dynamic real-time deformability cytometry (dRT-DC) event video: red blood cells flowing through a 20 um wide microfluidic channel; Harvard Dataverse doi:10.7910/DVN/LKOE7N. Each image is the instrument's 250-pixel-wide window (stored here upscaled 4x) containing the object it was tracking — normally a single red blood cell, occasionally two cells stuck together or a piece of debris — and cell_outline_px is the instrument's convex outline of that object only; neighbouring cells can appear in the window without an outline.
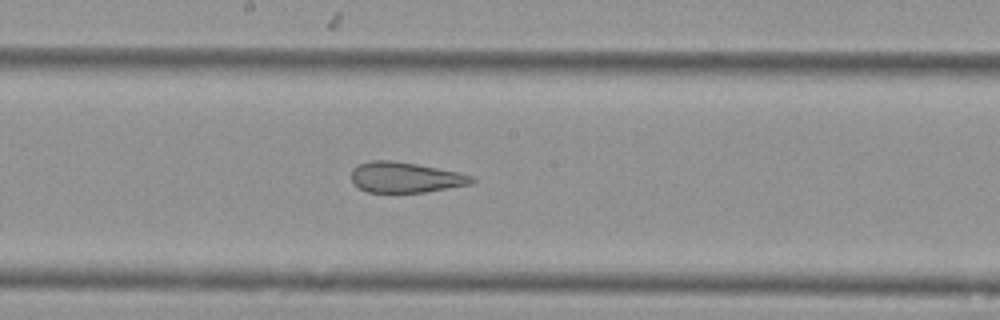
{"species": "Egyptian fruit bat (a non-hibernating species)", "species_latin": "Rousettus aegyptiacus", "temperature_condition": "cold", "stored_images_in_passage": 10, "camera_frame_rate_fps": 3000, "um_per_image_px": 0.085, "animal": {"sex": "female"}, "frame": {"image": 1, "passage_image": 9, "time_ms": 2.667, "image_size_px": [1000, 320], "cell_outline_px": [[476, 180], [472, 184], [424, 192], [368, 192], [352, 184], [352, 168], [356, 164], [372, 160], [392, 160], [416, 164], [456, 172], [472, 176]], "centroid_in_image_um": [34.41, 15.07], "position_along_channel_um": 213.8, "area_um2": 21.33}}